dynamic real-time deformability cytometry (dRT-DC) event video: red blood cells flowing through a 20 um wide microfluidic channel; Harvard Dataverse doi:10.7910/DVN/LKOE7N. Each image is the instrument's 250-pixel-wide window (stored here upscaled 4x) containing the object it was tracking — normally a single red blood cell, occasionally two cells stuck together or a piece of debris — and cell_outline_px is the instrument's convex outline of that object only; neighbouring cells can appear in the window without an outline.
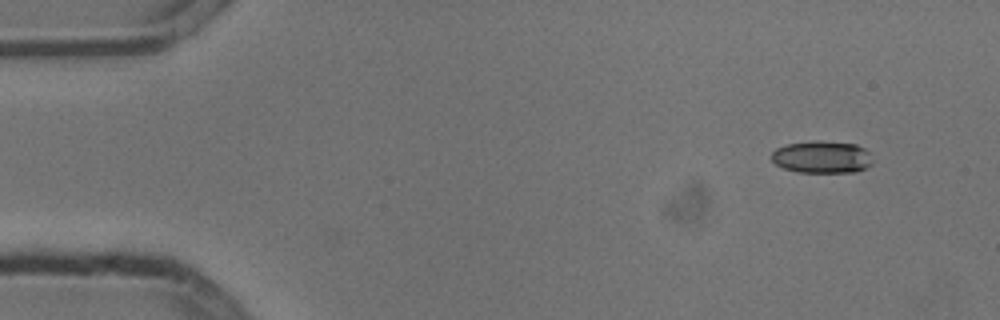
{"species": "common noctule bat (a hibernating species)", "species_latin": "Nyctalus noctula", "temperature_condition": "cold", "stored_images_in_passage": 2, "camera_frame_rate_fps": 3000, "um_per_image_px": 0.085, "animal": {"sex": "male", "body_mass_g": 13.3}, "frame": {"image": 1, "passage_image": 2, "time_ms": 0.333, "image_size_px": [1000, 320], "cell_outline_px": [[872, 164], [856, 172], [796, 172], [784, 168], [776, 164], [772, 160], [772, 152], [776, 148], [788, 144], [816, 140], [856, 144], [864, 148], [868, 152], [872, 160]], "centroid_in_image_um": [69.86, 13.35], "position_along_channel_um": 15.1, "area_um2": 18.96}}